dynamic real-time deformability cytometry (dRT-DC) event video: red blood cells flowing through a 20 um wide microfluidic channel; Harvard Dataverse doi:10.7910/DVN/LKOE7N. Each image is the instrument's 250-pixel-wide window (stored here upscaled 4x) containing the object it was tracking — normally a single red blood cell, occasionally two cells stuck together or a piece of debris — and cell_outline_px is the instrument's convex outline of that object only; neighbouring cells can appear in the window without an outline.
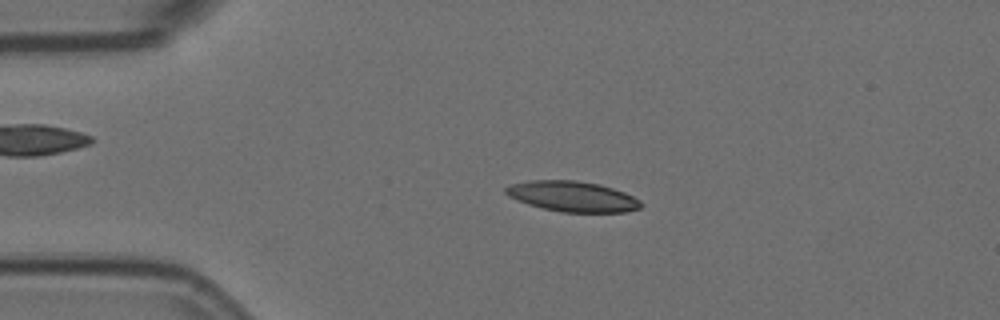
{"species": "Egyptian fruit bat (a non-hibernating species)", "species_latin": "Rousettus aegyptiacus", "temperature_condition": "room temperature", "stored_images_in_passage": 4, "camera_frame_rate_fps": 3000, "um_per_image_px": 0.085, "animal": {"sex": "female"}, "frame": {"image": 1, "passage_image": 3, "time_ms": 0.667, "image_size_px": [1000, 320], "cell_outline_px": [[644, 204], [640, 208], [624, 212], [560, 212], [528, 204], [516, 200], [508, 196], [504, 192], [504, 188], [512, 184], [528, 180], [576, 180], [600, 184], [624, 192], [640, 200]], "centroid_in_image_um": [48.65, 16.69], "position_along_channel_um": 36.3, "area_um2": 24.04}}